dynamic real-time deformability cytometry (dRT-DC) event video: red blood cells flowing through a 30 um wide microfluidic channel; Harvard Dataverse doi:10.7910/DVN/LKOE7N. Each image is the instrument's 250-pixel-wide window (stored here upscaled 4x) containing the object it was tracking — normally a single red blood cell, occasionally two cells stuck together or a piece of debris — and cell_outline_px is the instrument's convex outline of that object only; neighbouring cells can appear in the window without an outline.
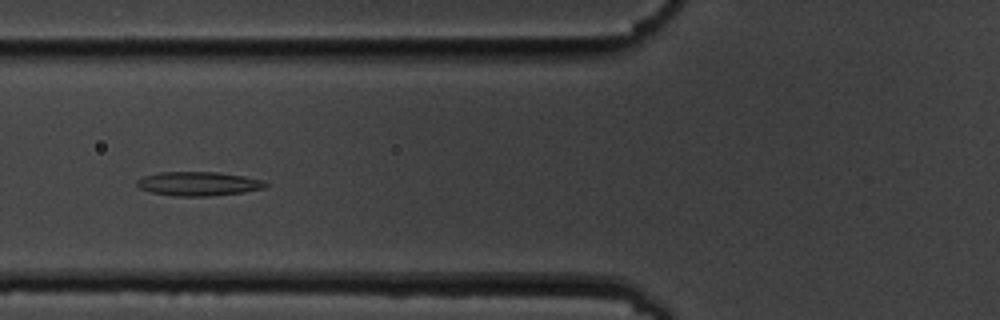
{"species": "common noctule bat (a hibernating species)", "species_latin": "Nyctalus noctula", "temperature_condition": "cold", "stored_images_in_passage": 10, "camera_frame_rate_fps": 3000, "um_per_image_px": 0.085, "animal": {"sex": "male", "body_mass_g": 19.5, "forearm_length_mm": 54.6}, "frame": {"image": 1, "passage_image": 6, "time_ms": 6.667, "image_size_px": [1000, 320], "cell_outline_px": [[268, 184], [264, 188], [244, 192], [208, 196], [172, 196], [148, 192], [140, 188], [136, 184], [136, 180], [144, 176], [160, 172], [220, 172], [244, 176], [264, 180]], "centroid_in_image_um": [16.85, 15.62], "position_along_channel_um": 108.9, "area_um2": 18.15}}
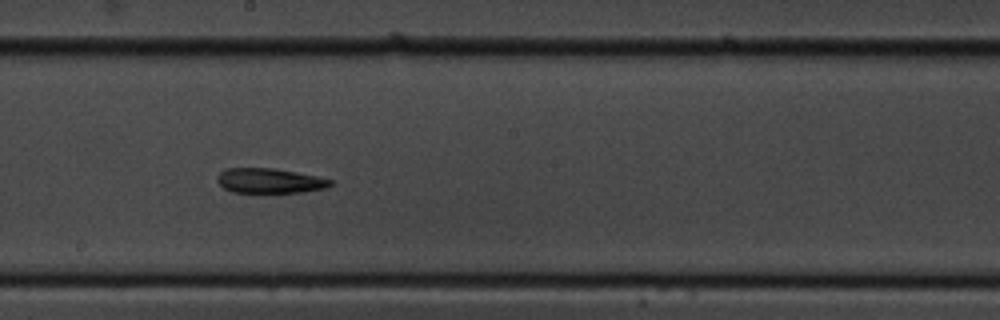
{"frame": {"image": 2, "passage_image": 9, "time_ms": 10.0, "image_size_px": [1000, 320], "cell_outline_px": [[332, 184], [324, 188], [304, 192], [232, 192], [224, 188], [216, 180], [216, 176], [224, 168], [276, 168], [316, 176], [332, 180]], "centroid_in_image_um": [22.88, 15.35], "position_along_channel_um": 225.3, "area_um2": 16.36}}
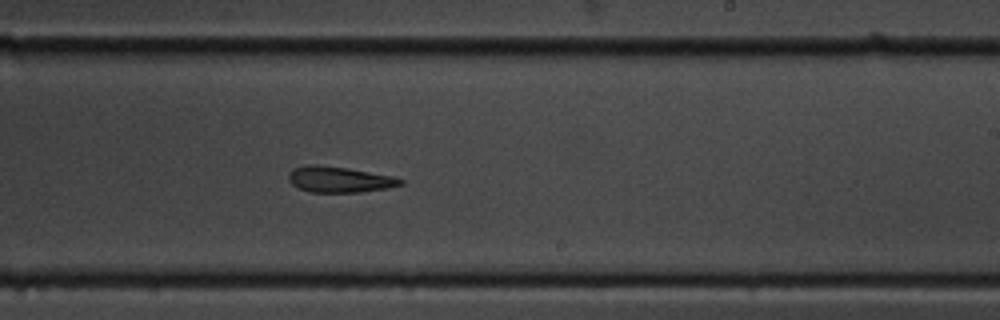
{"frame": {"image": 3, "passage_image": 10, "time_ms": 11.0, "image_size_px": [1000, 320], "cell_outline_px": [[404, 184], [388, 188], [360, 192], [308, 192], [292, 184], [288, 180], [288, 172], [292, 168], [308, 164], [316, 164], [348, 168], [392, 176], [404, 180]], "centroid_in_image_um": [28.82, 15.25], "position_along_channel_um": 260.2, "area_um2": 16.99}}